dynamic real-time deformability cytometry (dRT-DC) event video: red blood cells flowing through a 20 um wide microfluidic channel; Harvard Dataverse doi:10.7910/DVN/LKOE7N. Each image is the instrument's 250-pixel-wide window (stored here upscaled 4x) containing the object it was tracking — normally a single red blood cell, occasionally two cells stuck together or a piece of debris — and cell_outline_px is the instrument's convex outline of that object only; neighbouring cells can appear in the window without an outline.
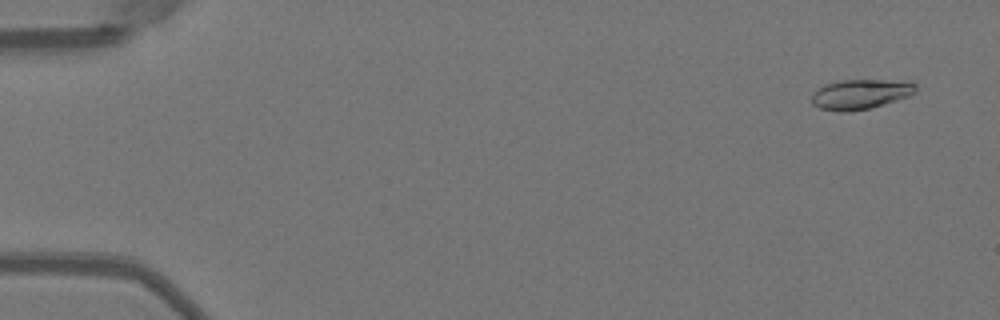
{"species": "Egyptian fruit bat (a non-hibernating species)", "species_latin": "Rousettus aegyptiacus", "temperature_condition": "warm", "stored_images_in_passage": 51, "camera_frame_rate_fps": 3000, "um_per_image_px": 0.085, "animal": {"sex": "female"}, "frame": {"image": 1, "passage_image": 3, "time_ms": 0.667, "image_size_px": [1000, 320], "cell_outline_px": [[916, 92], [912, 96], [872, 108], [848, 112], [840, 112], [820, 108], [812, 104], [812, 92], [824, 84], [840, 80], [884, 80], [916, 84]], "centroid_in_image_um": [73.12, 8.02], "position_along_channel_um": 11.9, "area_um2": 18.26}}
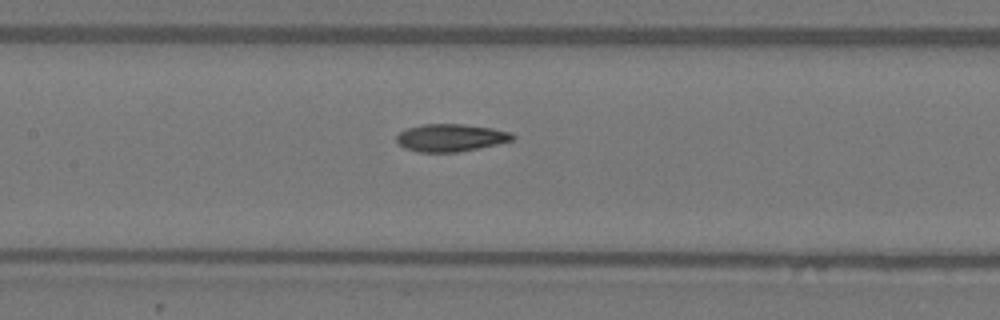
{"frame": {"image": 2, "passage_image": 25, "time_ms": 8.0, "image_size_px": [1000, 320], "cell_outline_px": [[516, 136], [512, 140], [496, 144], [456, 152], [420, 152], [404, 148], [396, 140], [396, 136], [400, 132], [408, 128], [424, 124], [464, 124], [492, 128], [512, 132]], "centroid_in_image_um": [38.31, 11.7], "position_along_channel_um": 169.1, "area_um2": 18.44}}
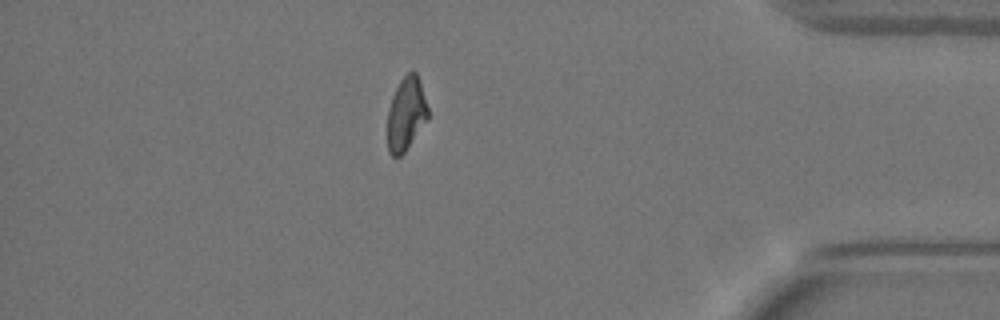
{"frame": {"image": 3, "passage_image": 45, "time_ms": 14.667, "image_size_px": [1000, 320], "cell_outline_px": [[428, 120], [404, 152], [400, 156], [392, 156], [388, 152], [388, 108], [392, 96], [400, 80], [412, 68], [416, 72], [420, 80], [428, 108]], "centroid_in_image_um": [34.53, 9.65], "position_along_channel_um": 400.7, "area_um2": 17.4}, "authors_computed_cell_mechanics": {"area_um2": 18.0914, "velocity_mm_per_s": 3.9978, "shape_relaxation_time_tau1_ms": null, "shape_relaxation_time_tau2_ms": 3.2327, "deformation_change_tau1": null, "deformation_change_tau2": 0.0968}}